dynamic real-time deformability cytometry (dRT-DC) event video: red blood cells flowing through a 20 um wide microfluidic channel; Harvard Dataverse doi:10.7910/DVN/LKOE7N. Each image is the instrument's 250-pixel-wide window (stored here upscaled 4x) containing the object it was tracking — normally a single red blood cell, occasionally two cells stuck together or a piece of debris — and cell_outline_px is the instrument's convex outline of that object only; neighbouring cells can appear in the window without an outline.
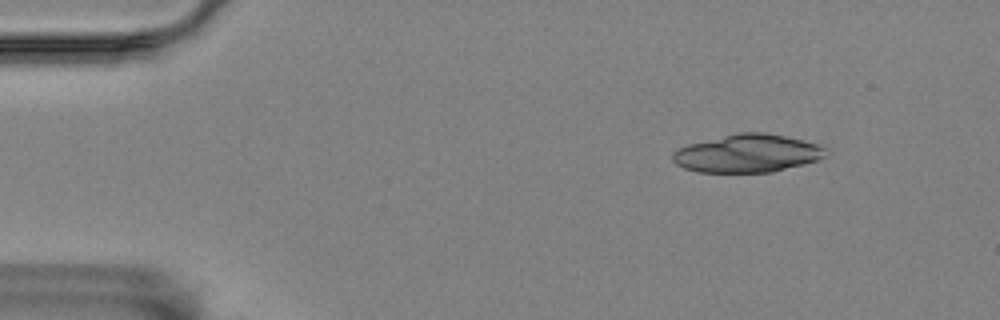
{"species": "Egyptian fruit bat (a non-hibernating species)", "species_latin": "Rousettus aegyptiacus", "temperature_condition": "room temperature", "stored_images_in_passage": 4, "camera_frame_rate_fps": 3000, "um_per_image_px": 0.085, "animal": {"sex": "female"}, "frame": {"image": 1, "passage_image": 1, "time_ms": 0.0, "image_size_px": [1000, 320], "cell_outline_px": [[828, 156], [804, 164], [772, 172], [696, 172], [684, 168], [676, 164], [672, 160], [672, 152], [688, 144], [736, 132], [764, 132], [784, 136], [820, 144], [828, 148]], "centroid_in_image_um": [63.55, 13.03], "position_along_channel_um": 21.4, "area_um2": 34.16}}